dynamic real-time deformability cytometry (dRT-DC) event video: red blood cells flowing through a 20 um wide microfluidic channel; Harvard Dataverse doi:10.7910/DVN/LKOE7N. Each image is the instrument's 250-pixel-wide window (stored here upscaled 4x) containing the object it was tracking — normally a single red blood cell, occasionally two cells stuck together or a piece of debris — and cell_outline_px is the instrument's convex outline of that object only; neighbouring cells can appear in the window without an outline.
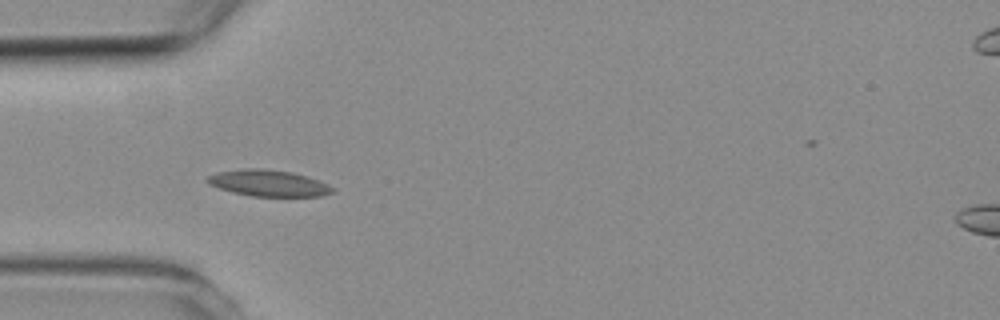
{"species": "common noctule bat (a hibernating species)", "species_latin": "Nyctalus noctula", "temperature_condition": "room temperature", "stored_images_in_passage": 6, "camera_frame_rate_fps": 3000, "um_per_image_px": 0.085, "animal": {"sex": "female", "body_mass_g": 19.3, "forearm_length_mm": 54.1}, "frame": {"image": 1, "passage_image": 4, "time_ms": 3.667, "image_size_px": [1000, 320], "cell_outline_px": [[336, 192], [320, 196], [252, 196], [232, 192], [208, 184], [204, 180], [208, 176], [216, 172], [244, 168], [264, 168], [292, 172], [308, 176], [328, 184], [336, 188]], "centroid_in_image_um": [22.83, 15.56], "position_along_channel_um": 62.2, "area_um2": 19.48}}
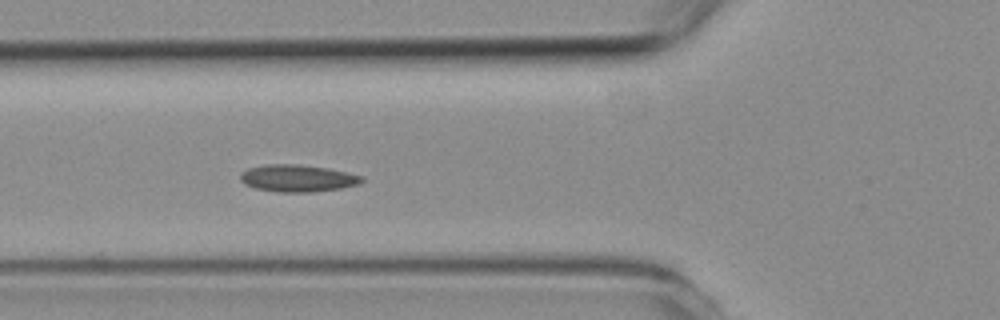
{"frame": {"image": 2, "passage_image": 5, "time_ms": 4.667, "image_size_px": [1000, 320], "cell_outline_px": [[364, 180], [360, 184], [340, 188], [312, 192], [280, 192], [256, 188], [244, 184], [240, 180], [240, 172], [248, 168], [264, 164], [296, 164], [328, 168], [348, 172], [364, 176]], "centroid_in_image_um": [25.3, 15.14], "position_along_channel_um": 100.5, "area_um2": 19.31}}
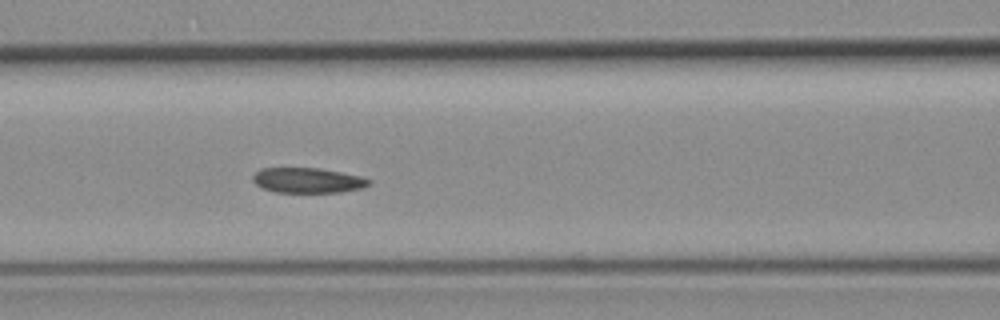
{"frame": {"image": 3, "passage_image": 6, "time_ms": 5.667, "image_size_px": [1000, 320], "cell_outline_px": [[372, 184], [364, 188], [340, 192], [276, 192], [260, 188], [252, 180], [252, 176], [260, 168], [320, 168], [360, 176], [372, 180]], "centroid_in_image_um": [26.16, 15.33], "position_along_channel_um": 140.4, "area_um2": 17.17}}